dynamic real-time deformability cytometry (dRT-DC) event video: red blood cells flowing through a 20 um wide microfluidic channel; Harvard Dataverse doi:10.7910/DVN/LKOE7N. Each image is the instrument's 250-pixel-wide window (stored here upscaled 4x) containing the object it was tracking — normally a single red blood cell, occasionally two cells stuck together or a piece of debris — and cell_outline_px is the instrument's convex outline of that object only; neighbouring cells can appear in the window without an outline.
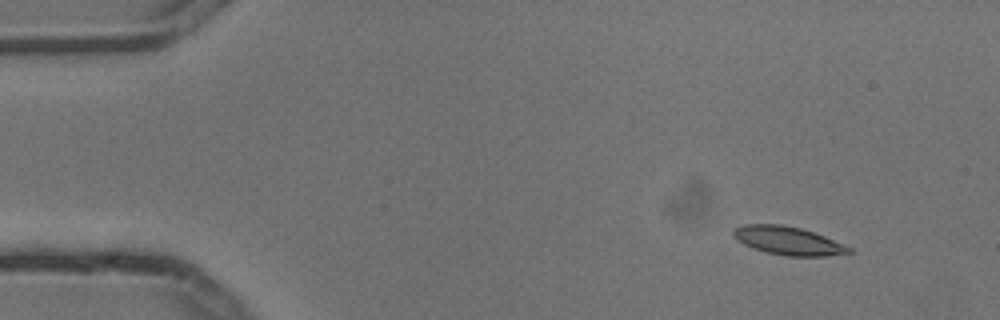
{"species": "common noctule bat (a hibernating species)", "species_latin": "Nyctalus noctula", "temperature_condition": "cold", "stored_images_in_passage": 5, "segment_of_instrument_passage": [1, 2], "camera_frame_rate_fps": 3000, "um_per_image_px": 0.085, "animal": {"sex": "male", "body_mass_g": 13.3}, "frame": {"image": 1, "passage_image": 1, "time_ms": 0.0, "image_size_px": [1000, 320], "cell_outline_px": [[852, 252], [828, 256], [788, 256], [768, 252], [752, 248], [736, 240], [732, 232], [732, 228], [744, 224], [780, 224], [800, 228], [824, 236], [852, 248]], "centroid_in_image_um": [66.95, 20.45], "position_along_channel_um": 18.1, "area_um2": 18.96}}
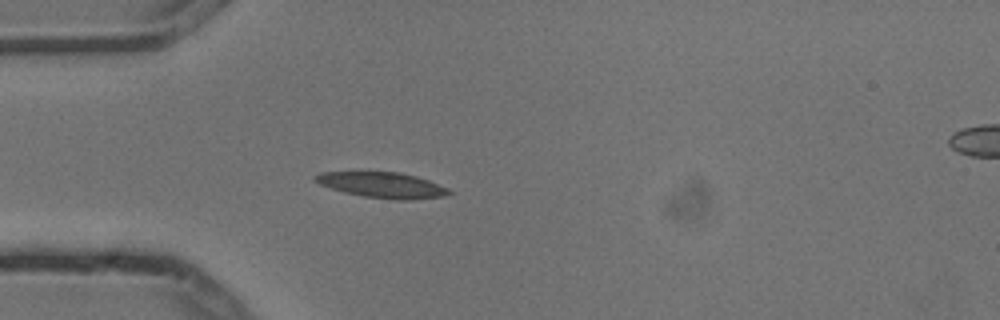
{"frame": {"image": 2, "passage_image": 4, "time_ms": 1.0, "image_size_px": [1000, 320], "cell_outline_px": [[452, 192], [444, 196], [408, 200], [396, 200], [364, 196], [344, 192], [320, 184], [312, 180], [312, 176], [320, 172], [400, 172], [416, 176], [428, 180], [448, 188]], "centroid_in_image_um": [32.47, 15.72], "position_along_channel_um": 52.5, "area_um2": 19.88}}